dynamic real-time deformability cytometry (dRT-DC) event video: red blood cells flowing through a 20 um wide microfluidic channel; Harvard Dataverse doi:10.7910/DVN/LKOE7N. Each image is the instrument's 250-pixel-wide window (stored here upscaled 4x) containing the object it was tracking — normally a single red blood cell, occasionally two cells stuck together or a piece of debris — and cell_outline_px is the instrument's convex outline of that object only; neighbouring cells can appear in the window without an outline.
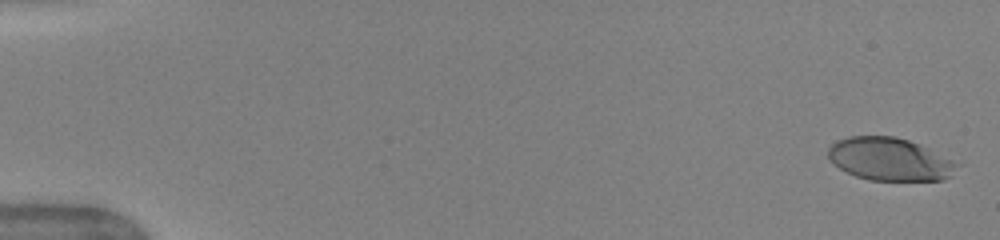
{"species": "human", "species_latin": "Homo sapiens", "temperature_condition": "warm", "stored_images_in_passage": 50, "camera_frame_rate_fps": 3000, "um_per_image_px": 0.085, "donor": {"sex": "female"}, "frame": {"image": 1, "passage_image": 1, "time_ms": 0.0, "image_size_px": [1000, 240], "cell_outline_px": [[964, 164], [944, 180], [868, 180], [856, 176], [840, 168], [828, 156], [828, 148], [836, 140], [848, 136], [896, 136], [920, 144]], "centroid_in_image_um": [75.69, 13.52], "position_along_channel_um": 9.3, "area_um2": 32.37}}
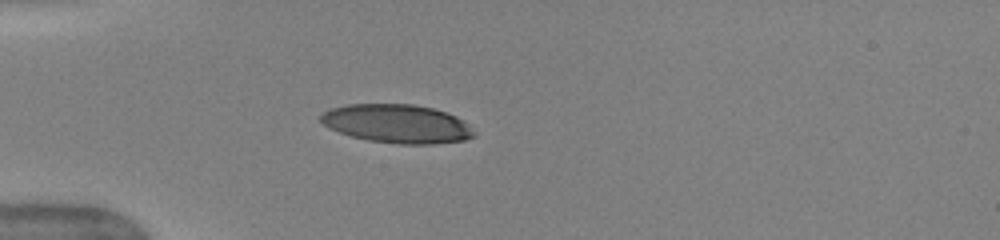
{"frame": {"image": 2, "passage_image": 15, "time_ms": 4.667, "image_size_px": [1000, 240], "cell_outline_px": [[476, 136], [464, 140], [432, 144], [400, 144], [368, 140], [352, 136], [328, 128], [320, 120], [320, 116], [328, 108], [348, 104], [412, 104], [432, 108], [456, 116], [476, 132]], "centroid_in_image_um": [33.73, 10.51], "position_along_channel_um": 51.3, "area_um2": 34.39}}
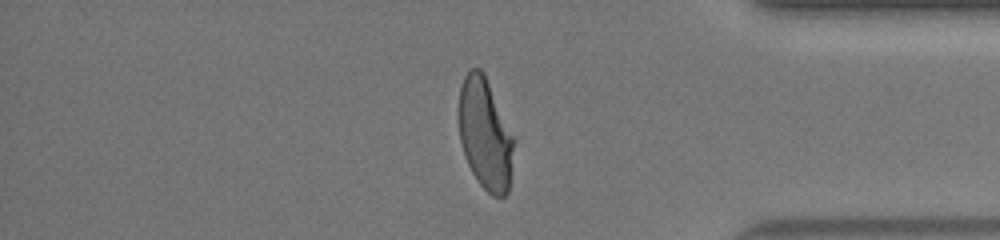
{"frame": {"image": 3, "passage_image": 43, "time_ms": 14.0, "image_size_px": [1000, 240], "cell_outline_px": [[516, 140], [508, 192], [504, 196], [492, 196], [476, 180], [464, 156], [460, 140], [456, 112], [460, 88], [464, 76], [472, 68], [480, 68], [484, 72]], "centroid_in_image_um": [41.22, 11.38], "position_along_channel_um": 394.0, "area_um2": 36.53}, "authors_computed_cell_mechanics": {"area_um2": 36.5296, "velocity_mm_per_s": 4.0306, "shape_relaxation_time_tau1_ms": 3.9126, "shape_relaxation_time_tau2_ms": null, "deformation_change_tau1": 0.2104, "deformation_change_tau2": null}}